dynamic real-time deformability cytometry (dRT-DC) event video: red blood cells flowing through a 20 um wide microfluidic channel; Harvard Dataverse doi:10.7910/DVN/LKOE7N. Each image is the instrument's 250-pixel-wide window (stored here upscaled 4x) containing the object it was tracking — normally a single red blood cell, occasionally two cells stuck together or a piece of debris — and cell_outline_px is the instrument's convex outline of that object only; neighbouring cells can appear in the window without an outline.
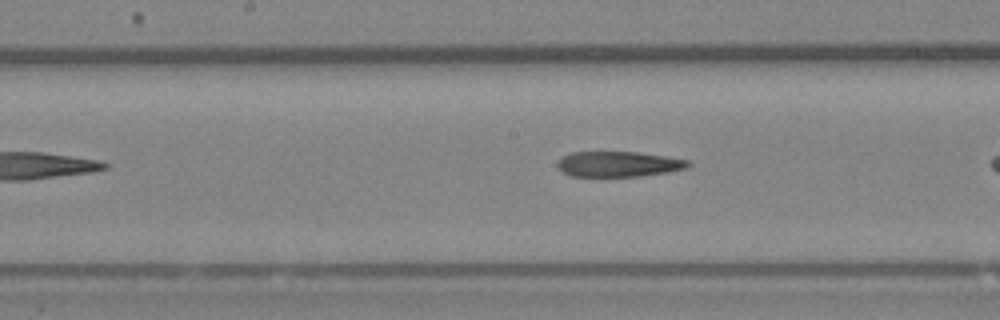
{"species": "Egyptian fruit bat (a non-hibernating species)", "species_latin": "Rousettus aegyptiacus", "temperature_condition": "room temperature", "stored_images_in_passage": 24, "camera_frame_rate_fps": 3000, "um_per_image_px": 0.085, "animal": {"sex": "female"}, "frame": {"image": 1, "passage_image": 11, "time_ms": 3.333, "image_size_px": [1000, 320], "cell_outline_px": [[692, 164], [688, 168], [668, 172], [640, 176], [568, 176], [556, 164], [564, 156], [572, 152], [636, 152], [664, 156], [688, 160]], "centroid_in_image_um": [52.61, 13.95], "position_along_channel_um": 195.6, "area_um2": 19.19}}